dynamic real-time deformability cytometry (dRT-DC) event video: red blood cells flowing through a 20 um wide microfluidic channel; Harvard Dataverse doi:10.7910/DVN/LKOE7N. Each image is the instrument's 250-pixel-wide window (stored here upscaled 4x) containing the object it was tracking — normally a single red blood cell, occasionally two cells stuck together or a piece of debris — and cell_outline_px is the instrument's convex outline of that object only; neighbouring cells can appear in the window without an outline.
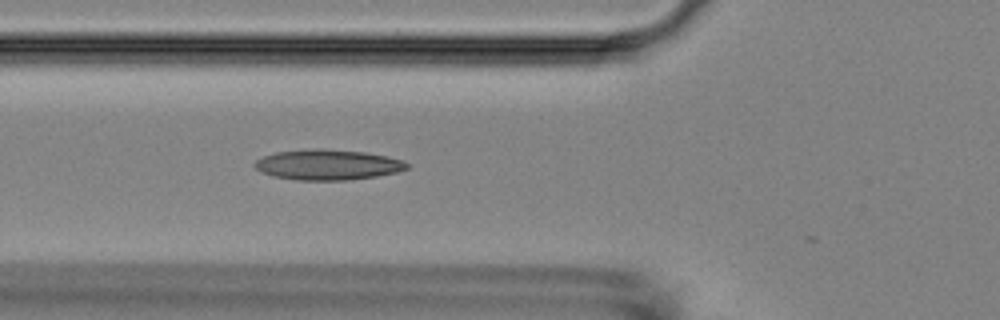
{"species": "Egyptian fruit bat (a non-hibernating species)", "species_latin": "Rousettus aegyptiacus", "temperature_condition": "room temperature", "stored_images_in_passage": 4, "camera_frame_rate_fps": 3000, "um_per_image_px": 0.085, "animal": {"sex": "female"}, "frame": {"image": 1, "passage_image": 3, "time_ms": 0.667, "image_size_px": [1000, 320], "cell_outline_px": [[408, 168], [396, 172], [376, 176], [348, 180], [296, 180], [272, 176], [260, 172], [252, 164], [256, 160], [264, 156], [276, 152], [324, 148], [364, 152], [388, 156], [404, 160], [408, 164]], "centroid_in_image_um": [27.85, 14.0], "position_along_channel_um": 98.0, "area_um2": 26.99}}